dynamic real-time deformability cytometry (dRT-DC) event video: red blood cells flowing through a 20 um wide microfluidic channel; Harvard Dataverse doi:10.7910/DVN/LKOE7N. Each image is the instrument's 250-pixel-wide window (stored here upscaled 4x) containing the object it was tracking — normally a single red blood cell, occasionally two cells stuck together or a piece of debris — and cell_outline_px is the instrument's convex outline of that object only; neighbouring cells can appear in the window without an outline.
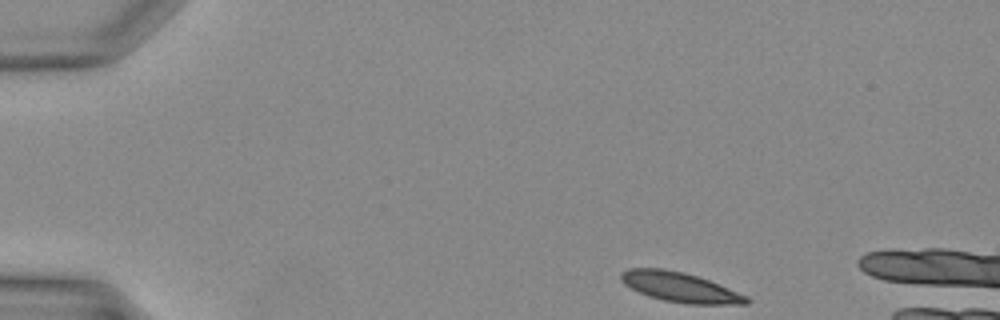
{"species": "Egyptian fruit bat (a non-hibernating species)", "species_latin": "Rousettus aegyptiacus", "temperature_condition": "warm", "stored_images_in_passage": 35, "camera_frame_rate_fps": 3000, "um_per_image_px": 0.085, "animal": {"sex": "female"}, "frame": {"image": 1, "passage_image": 1, "time_ms": 0.0, "image_size_px": [1000, 320], "cell_outline_px": [[752, 300], [748, 304], [684, 304], [664, 300], [648, 296], [624, 284], [620, 280], [620, 272], [628, 268], [664, 268], [684, 272], [708, 280], [748, 296]], "centroid_in_image_um": [57.79, 24.41], "position_along_channel_um": 27.2, "area_um2": 21.79}}
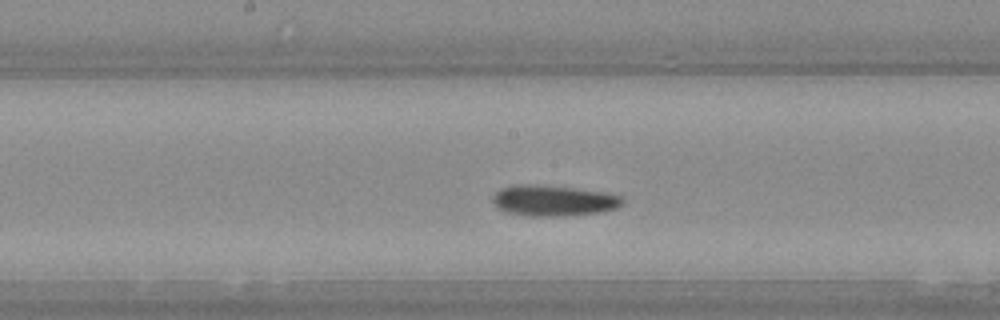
{"frame": {"image": 2, "passage_image": 16, "time_ms": 5.0, "image_size_px": [1000, 320], "cell_outline_px": [[624, 204], [616, 208], [604, 212], [568, 216], [524, 216], [508, 212], [492, 204], [492, 196], [500, 188], [512, 184], [536, 184], [572, 188], [600, 192], [620, 196], [624, 200]], "centroid_in_image_um": [47.01, 17.06], "position_along_channel_um": 201.2, "area_um2": 23.52}}
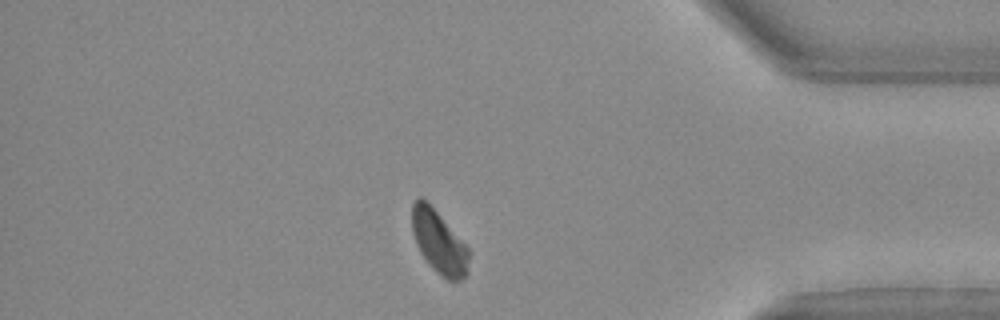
{"frame": {"image": 3, "passage_image": 29, "time_ms": 9.333, "image_size_px": [1000, 320], "cell_outline_px": [[468, 272], [460, 280], [448, 280], [440, 276], [428, 264], [420, 252], [416, 244], [412, 232], [412, 204], [416, 196], [420, 196], [436, 212], [468, 248]], "centroid_in_image_um": [37.27, 20.6], "position_along_channel_um": 397.9, "area_um2": 20.46}}